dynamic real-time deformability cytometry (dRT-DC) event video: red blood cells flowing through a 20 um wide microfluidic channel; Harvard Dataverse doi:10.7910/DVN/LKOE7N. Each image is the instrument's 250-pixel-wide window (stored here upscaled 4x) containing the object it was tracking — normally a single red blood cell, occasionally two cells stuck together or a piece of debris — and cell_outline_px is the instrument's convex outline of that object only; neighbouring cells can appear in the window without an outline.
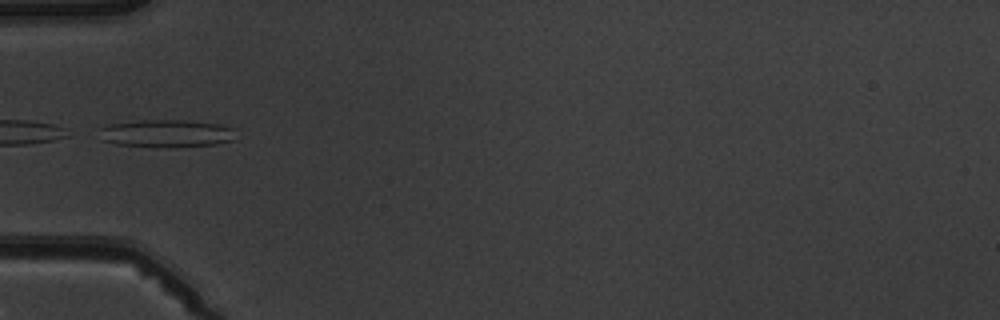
{"species": "common noctule bat (a hibernating species)", "species_latin": "Nyctalus noctula", "temperature_condition": "warm", "stored_images_in_passage": 6, "camera_frame_rate_fps": 3000, "um_per_image_px": 0.085, "animal": {"sex": "male", "body_mass_g": 19.5, "forearm_length_mm": 54.6}, "frame": {"image": 1, "passage_image": 6, "time_ms": 5.667, "image_size_px": [1000, 320], "cell_outline_px": [[232, 140], [216, 144], [172, 148], [116, 144], [104, 140], [100, 128], [108, 124], [140, 120], [184, 120], [220, 124], [232, 128]], "centroid_in_image_um": [14.14, 11.34], "position_along_channel_um": 70.9, "area_um2": 21.79}}